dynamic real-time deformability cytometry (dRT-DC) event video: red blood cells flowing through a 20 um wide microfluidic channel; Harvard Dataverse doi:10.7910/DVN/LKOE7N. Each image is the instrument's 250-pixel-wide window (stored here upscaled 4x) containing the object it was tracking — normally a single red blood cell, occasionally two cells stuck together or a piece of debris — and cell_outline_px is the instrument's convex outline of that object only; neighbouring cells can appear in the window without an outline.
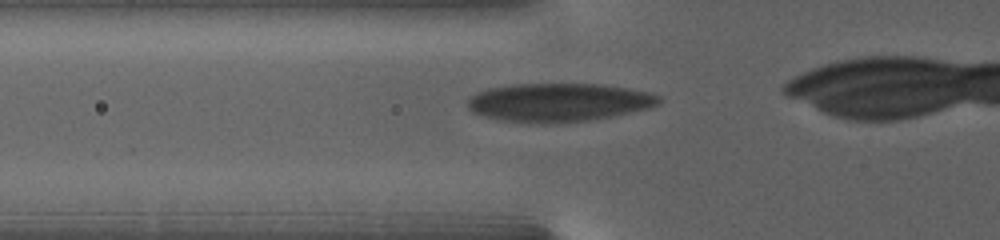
{"species": "human", "species_latin": "Homo sapiens", "temperature_condition": "warm", "stored_images_in_passage": 39, "camera_frame_rate_fps": 3000, "um_per_image_px": 0.085, "donor": {"sex": "female"}, "frame": {"image": 1, "passage_image": 11, "time_ms": 5.0, "image_size_px": [1000, 240], "cell_outline_px": [[660, 104], [652, 108], [612, 116], [588, 120], [560, 124], [540, 124], [496, 120], [472, 112], [468, 108], [468, 100], [476, 92], [488, 88], [508, 84], [604, 84], [652, 92], [660, 96]], "centroid_in_image_um": [47.5, 8.71], "position_along_channel_um": 78.3, "area_um2": 43.64}}
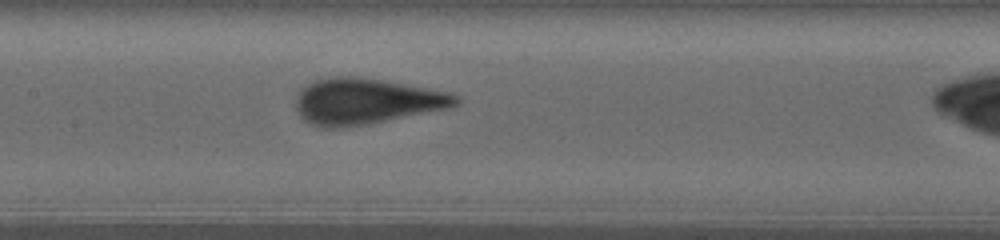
{"frame": {"image": 2, "passage_image": 20, "time_ms": 8.667, "image_size_px": [1000, 240], "cell_outline_px": [[460, 100], [452, 108], [368, 124], [340, 128], [320, 128], [304, 120], [300, 116], [296, 108], [296, 96], [300, 88], [316, 80], [332, 76], [360, 76], [424, 88], [444, 92], [460, 96]], "centroid_in_image_um": [31.07, 8.62], "position_along_channel_um": 176.3, "area_um2": 42.83}}
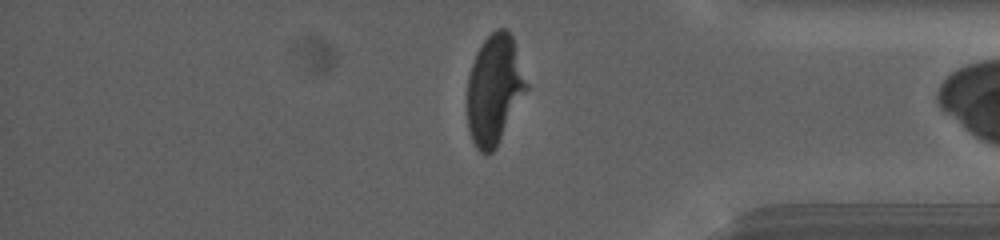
{"frame": {"image": 3, "passage_image": 38, "time_ms": 17.333, "image_size_px": [1000, 240], "cell_outline_px": [[528, 88], [496, 148], [492, 152], [480, 152], [476, 148], [468, 132], [468, 76], [476, 52], [484, 40], [496, 28], [504, 28], [512, 36], [528, 84]], "centroid_in_image_um": [42.02, 7.61], "position_along_channel_um": 393.2, "area_um2": 37.51}}